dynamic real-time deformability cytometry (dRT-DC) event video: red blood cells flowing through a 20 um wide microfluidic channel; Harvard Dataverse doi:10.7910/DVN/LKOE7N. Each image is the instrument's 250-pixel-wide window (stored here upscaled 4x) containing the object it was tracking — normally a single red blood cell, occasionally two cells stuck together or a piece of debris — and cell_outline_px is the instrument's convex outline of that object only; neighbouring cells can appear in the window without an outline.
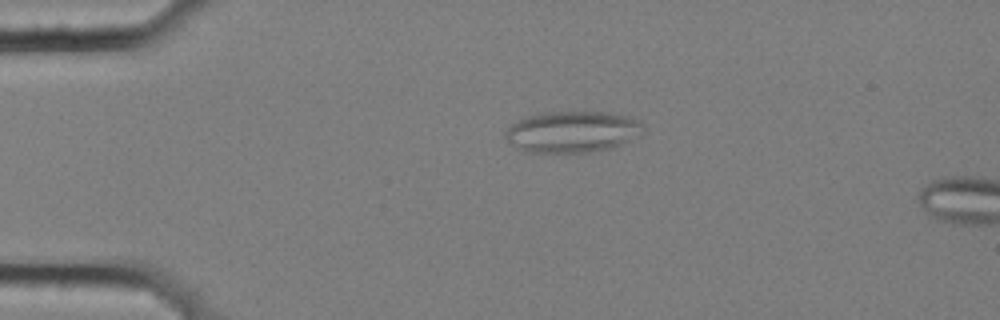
{"species": "common noctule bat (a hibernating species)", "species_latin": "Nyctalus noctula", "temperature_condition": "cold", "stored_images_in_passage": 5, "camera_frame_rate_fps": 3000, "um_per_image_px": 0.085, "animal": {"sex": "female", "body_mass_g": 25.1}, "frame": {"image": 1, "passage_image": 1, "time_ms": 0.0, "image_size_px": [1000, 320], "cell_outline_px": [[644, 132], [640, 136], [612, 148], [588, 152], [524, 152], [508, 140], [504, 136], [504, 132], [512, 124], [524, 116], [540, 112], [612, 112], [628, 116], [640, 120], [644, 124]], "centroid_in_image_um": [48.69, 11.18], "position_along_channel_um": 36.3, "area_um2": 33.58}}